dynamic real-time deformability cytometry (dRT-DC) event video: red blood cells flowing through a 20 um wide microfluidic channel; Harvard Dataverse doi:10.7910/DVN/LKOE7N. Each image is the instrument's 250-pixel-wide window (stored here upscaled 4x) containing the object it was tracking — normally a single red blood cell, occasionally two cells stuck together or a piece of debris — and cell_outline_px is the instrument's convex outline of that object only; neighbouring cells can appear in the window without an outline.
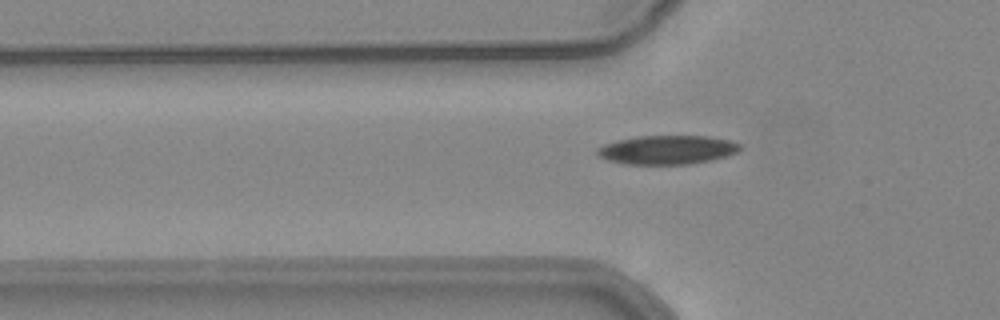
{"species": "common noctule bat (a hibernating species)", "species_latin": "Nyctalus noctula", "temperature_condition": "warm", "stored_images_in_passage": 32, "camera_frame_rate_fps": 3000, "um_per_image_px": 0.085, "animal": {"sex": "female", "body_mass_g": 24.6, "forearm_length_mm": 56.2}, "frame": {"image": 1, "passage_image": 3, "time_ms": 0.667, "image_size_px": [1000, 320], "cell_outline_px": [[740, 148], [736, 152], [728, 156], [688, 164], [624, 164], [608, 160], [600, 156], [596, 152], [596, 148], [604, 144], [616, 140], [636, 136], [708, 136], [728, 140], [740, 144]], "centroid_in_image_um": [56.67, 12.73], "position_along_channel_um": 69.1, "area_um2": 23.93}}
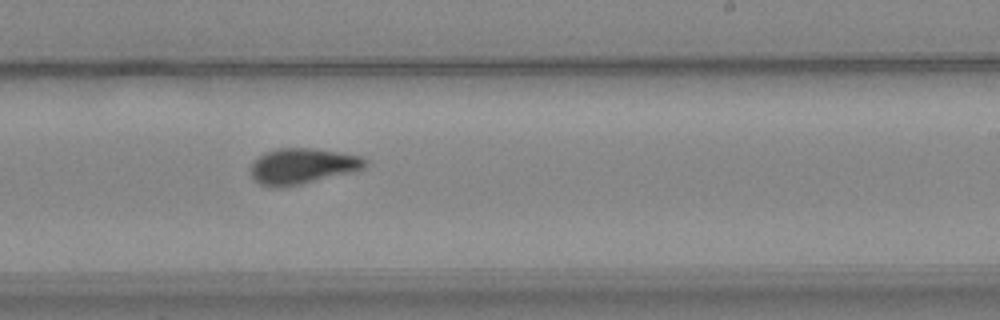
{"frame": {"image": 2, "passage_image": 18, "time_ms": 5.667, "image_size_px": [1000, 320], "cell_outline_px": [[368, 164], [364, 168], [352, 172], [300, 184], [280, 188], [272, 188], [260, 184], [252, 180], [248, 172], [252, 164], [264, 152], [276, 148], [312, 148], [340, 152], [360, 156], [368, 160]], "centroid_in_image_um": [25.66, 14.13], "position_along_channel_um": 263.3, "area_um2": 24.1}}
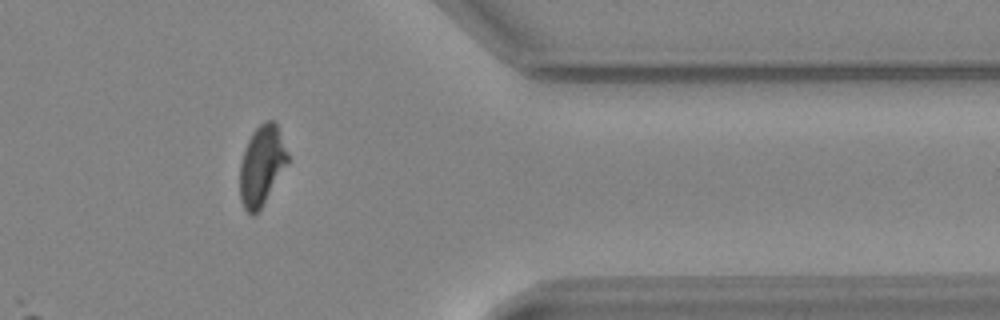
{"frame": {"image": 3, "passage_image": 29, "time_ms": 9.333, "image_size_px": [1000, 320], "cell_outline_px": [[288, 160], [260, 208], [252, 216], [244, 208], [240, 200], [240, 164], [244, 148], [252, 132], [260, 124], [268, 120], [276, 120], [288, 152]], "centroid_in_image_um": [22.22, 14.0], "position_along_channel_um": 389.2, "area_um2": 21.85}, "authors_computed_cell_mechanics": {"area_um2": 23.7558, "velocity_mm_per_s": 3.8801, "shape_relaxation_time_tau1_ms": 7.7316, "shape_relaxation_time_tau2_ms": 1.6375, "deformation_change_tau1": 0.2091, "deformation_change_tau2": 0.0691}}